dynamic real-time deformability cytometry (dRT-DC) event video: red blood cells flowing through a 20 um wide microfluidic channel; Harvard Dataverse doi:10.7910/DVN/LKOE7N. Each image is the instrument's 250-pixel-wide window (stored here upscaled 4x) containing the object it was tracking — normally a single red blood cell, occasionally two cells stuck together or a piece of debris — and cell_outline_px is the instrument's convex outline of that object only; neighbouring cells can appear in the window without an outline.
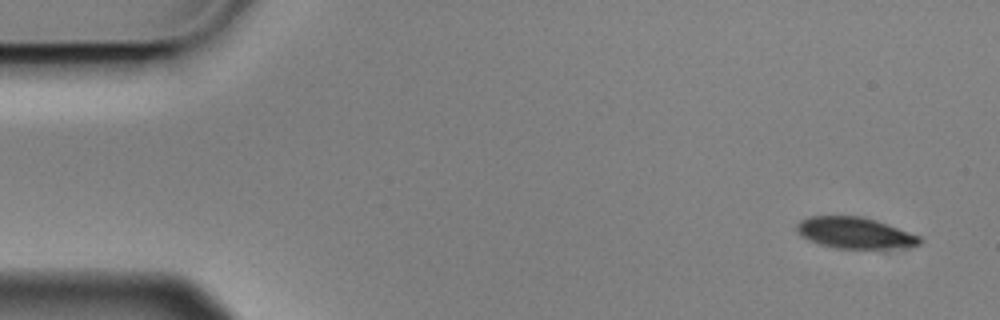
{"species": "Egyptian fruit bat (a non-hibernating species)", "species_latin": "Rousettus aegyptiacus", "temperature_condition": "cold", "stored_images_in_passage": 5, "camera_frame_rate_fps": 3000, "um_per_image_px": 0.085, "animal": {"sex": "male"}, "frame": {"image": 1, "passage_image": 1, "time_ms": 0.0, "image_size_px": [1000, 320], "cell_outline_px": [[924, 240], [920, 244], [888, 248], [836, 248], [820, 244], [808, 240], [800, 236], [796, 232], [796, 224], [800, 220], [808, 216], [860, 216], [876, 220], [924, 236]], "centroid_in_image_um": [72.66, 19.78], "position_along_channel_um": 12.3, "area_um2": 22.54}}
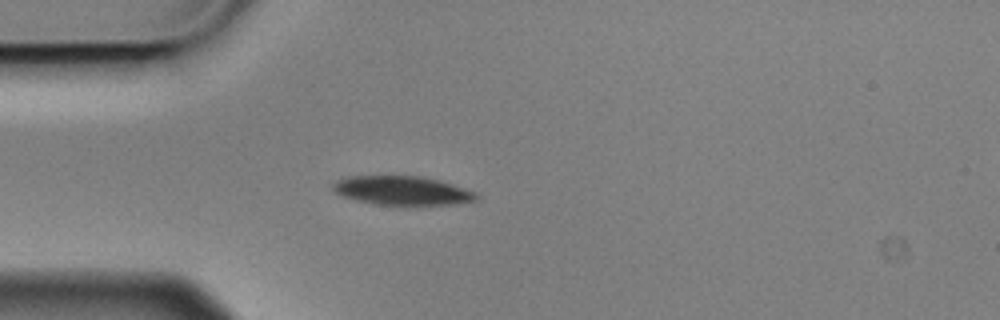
{"frame": {"image": 2, "passage_image": 4, "time_ms": 1.0, "image_size_px": [1000, 320], "cell_outline_px": [[476, 200], [452, 204], [408, 208], [376, 204], [356, 200], [340, 196], [332, 188], [332, 184], [336, 180], [348, 176], [420, 176], [440, 180], [476, 192]], "centroid_in_image_um": [34.17, 16.24], "position_along_channel_um": 50.8, "area_um2": 24.97}}